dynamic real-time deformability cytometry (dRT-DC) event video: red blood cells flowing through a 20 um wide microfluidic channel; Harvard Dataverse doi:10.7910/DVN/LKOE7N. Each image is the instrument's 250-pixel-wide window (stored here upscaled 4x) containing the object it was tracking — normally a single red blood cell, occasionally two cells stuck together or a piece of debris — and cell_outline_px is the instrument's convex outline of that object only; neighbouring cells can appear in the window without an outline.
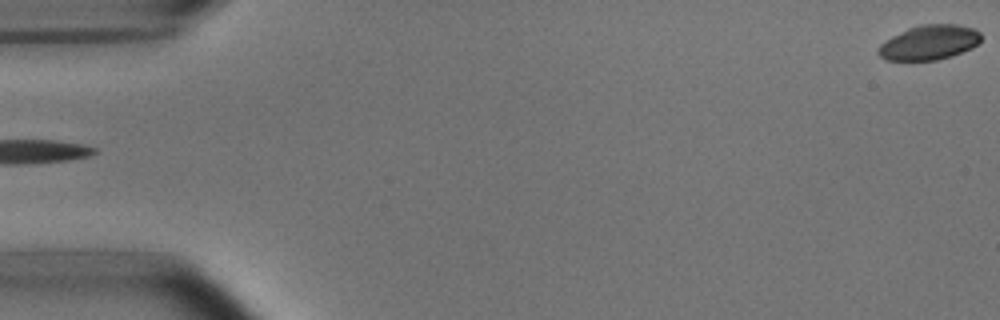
{"species": "common noctule bat (a hibernating species)", "species_latin": "Nyctalus noctula", "temperature_condition": "room temperature", "stored_images_in_passage": 12, "camera_frame_rate_fps": 3000, "um_per_image_px": 0.085, "animal": {"sex": "male", "body_mass_g": 15.6}, "frame": {"image": 1, "passage_image": 1, "time_ms": 0.0, "image_size_px": [1000, 320], "cell_outline_px": [[980, 40], [972, 48], [952, 56], [936, 60], [888, 60], [880, 56], [876, 52], [880, 44], [892, 36], [908, 28], [920, 24], [956, 24], [972, 28], [980, 32]], "centroid_in_image_um": [78.97, 3.61], "position_along_channel_um": 6.0, "area_um2": 20.69}}